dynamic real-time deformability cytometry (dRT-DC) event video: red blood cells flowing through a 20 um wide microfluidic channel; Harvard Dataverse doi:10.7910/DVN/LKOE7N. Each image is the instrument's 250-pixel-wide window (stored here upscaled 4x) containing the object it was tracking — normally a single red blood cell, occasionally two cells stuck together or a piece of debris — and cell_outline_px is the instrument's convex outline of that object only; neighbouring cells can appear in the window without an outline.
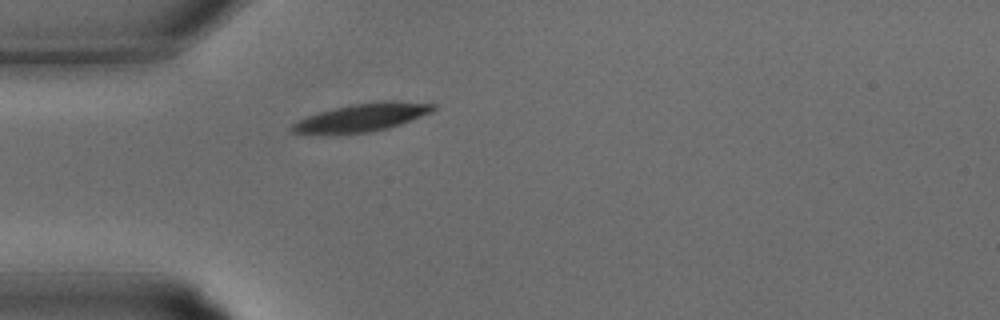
{"species": "common noctule bat (a hibernating species)", "species_latin": "Nyctalus noctula", "temperature_condition": "warm", "stored_images_in_passage": 25, "camera_frame_rate_fps": 3000, "um_per_image_px": 0.085, "animal": {"sex": "male", "body_mass_g": 15.6}, "frame": {"image": 1, "passage_image": 1, "time_ms": 0.0, "image_size_px": [1000, 320], "cell_outline_px": [[436, 108], [432, 112], [412, 120], [388, 128], [368, 132], [292, 132], [288, 128], [292, 124], [308, 116], [320, 112], [352, 104], [376, 100], [392, 100], [436, 104]], "centroid_in_image_um": [30.88, 9.94], "position_along_channel_um": 54.1, "area_um2": 22.43}}
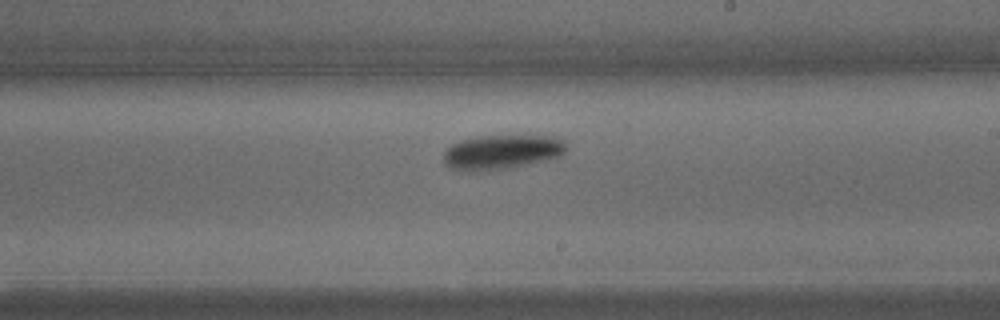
{"frame": {"image": 2, "passage_image": 11, "time_ms": 3.333, "image_size_px": [1000, 320], "cell_outline_px": [[564, 152], [560, 156], [528, 164], [508, 168], [476, 172], [468, 172], [452, 168], [444, 164], [444, 152], [452, 144], [460, 140], [480, 136], [552, 136], [564, 140]], "centroid_in_image_um": [42.6, 12.93], "position_along_channel_um": 246.4, "area_um2": 24.51}}
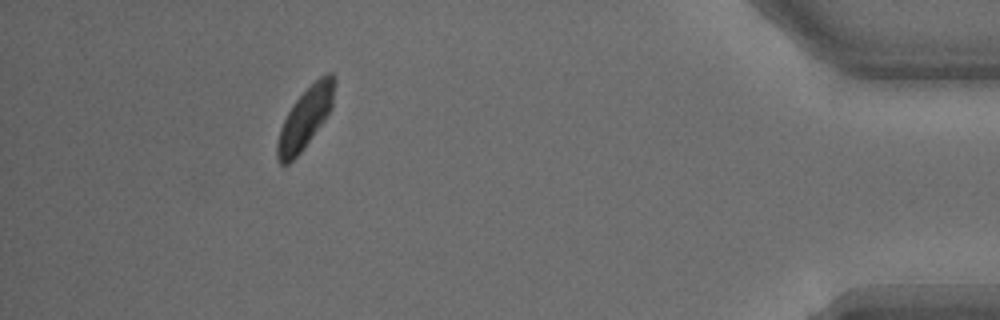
{"frame": {"image": 3, "passage_image": 22, "time_ms": 7.0, "image_size_px": [1000, 320], "cell_outline_px": [[336, 84], [332, 108], [324, 120], [304, 148], [288, 164], [280, 164], [276, 160], [276, 144], [280, 128], [288, 112], [296, 100], [320, 76], [328, 72], [332, 72], [336, 80]], "centroid_in_image_um": [25.95, 10.03], "position_along_channel_um": 409.2, "area_um2": 20.11}}